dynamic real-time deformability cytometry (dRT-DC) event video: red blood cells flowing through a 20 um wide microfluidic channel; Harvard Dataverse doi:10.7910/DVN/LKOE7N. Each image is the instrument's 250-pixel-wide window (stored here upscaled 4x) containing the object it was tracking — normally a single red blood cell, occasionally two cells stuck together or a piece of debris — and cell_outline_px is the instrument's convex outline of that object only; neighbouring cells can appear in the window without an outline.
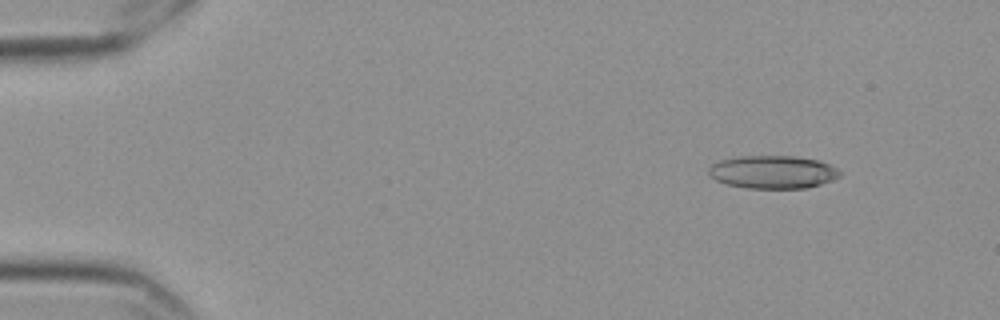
{"species": "Egyptian fruit bat (a non-hibernating species)", "species_latin": "Rousettus aegyptiacus", "temperature_condition": "cold", "stored_images_in_passage": 52, "camera_frame_rate_fps": 3000, "um_per_image_px": 0.085, "frame": {"image": 1, "passage_image": 1, "time_ms": 0.0, "image_size_px": [1000, 320], "cell_outline_px": [[840, 176], [832, 180], [820, 184], [804, 188], [748, 188], [728, 184], [716, 180], [708, 172], [708, 168], [712, 164], [720, 160], [740, 156], [796, 156], [820, 160], [836, 168], [840, 172]], "centroid_in_image_um": [65.69, 14.61], "position_along_channel_um": 19.3, "area_um2": 25.09}}
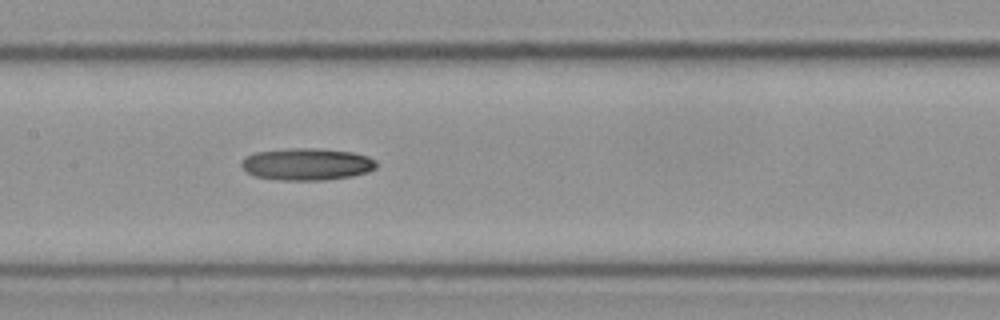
{"frame": {"image": 2, "passage_image": 23, "time_ms": 7.333, "image_size_px": [1000, 320], "cell_outline_px": [[376, 168], [368, 172], [352, 176], [324, 180], [280, 180], [256, 176], [248, 172], [240, 164], [244, 156], [256, 152], [288, 148], [316, 148], [352, 152], [368, 156], [376, 160]], "centroid_in_image_um": [26.09, 13.95], "position_along_channel_um": 181.3, "area_um2": 25.26}}
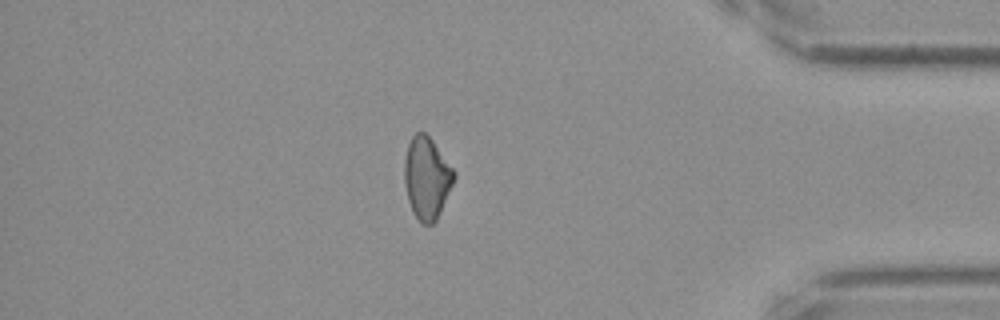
{"frame": {"image": 3, "passage_image": 44, "time_ms": 14.333, "image_size_px": [1000, 320], "cell_outline_px": [[456, 176], [440, 212], [436, 220], [432, 224], [420, 224], [412, 212], [408, 200], [404, 184], [404, 160], [408, 144], [412, 136], [416, 132], [424, 132], [432, 140], [456, 172]], "centroid_in_image_um": [36.26, 15.14], "position_along_channel_um": 398.9, "area_um2": 23.76}}